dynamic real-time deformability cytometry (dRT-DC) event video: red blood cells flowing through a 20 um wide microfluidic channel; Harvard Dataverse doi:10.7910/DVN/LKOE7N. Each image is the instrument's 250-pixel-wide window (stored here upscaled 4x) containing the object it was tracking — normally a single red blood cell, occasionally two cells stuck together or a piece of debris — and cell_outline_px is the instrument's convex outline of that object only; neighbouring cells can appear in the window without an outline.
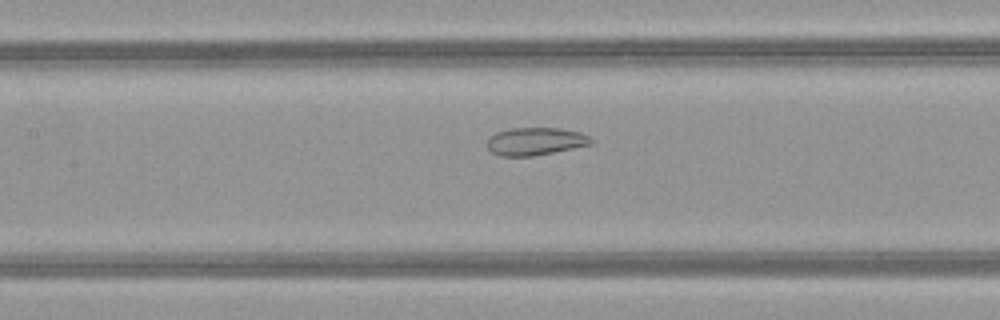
{"species": "common noctule bat (a hibernating species)", "species_latin": "Nyctalus noctula", "temperature_condition": "warm", "stored_images_in_passage": 17, "camera_frame_rate_fps": 3000, "um_per_image_px": 0.085, "animal": {"sex": "female", "body_mass_g": 21.9}, "frame": {"image": 1, "passage_image": 15, "time_ms": 4.667, "image_size_px": [1000, 320], "cell_outline_px": [[592, 144], [532, 156], [500, 156], [492, 152], [484, 144], [488, 136], [496, 132], [512, 128], [560, 128], [580, 132], [588, 136], [592, 140]], "centroid_in_image_um": [45.43, 12.01], "position_along_channel_um": 162.0, "area_um2": 16.82}}